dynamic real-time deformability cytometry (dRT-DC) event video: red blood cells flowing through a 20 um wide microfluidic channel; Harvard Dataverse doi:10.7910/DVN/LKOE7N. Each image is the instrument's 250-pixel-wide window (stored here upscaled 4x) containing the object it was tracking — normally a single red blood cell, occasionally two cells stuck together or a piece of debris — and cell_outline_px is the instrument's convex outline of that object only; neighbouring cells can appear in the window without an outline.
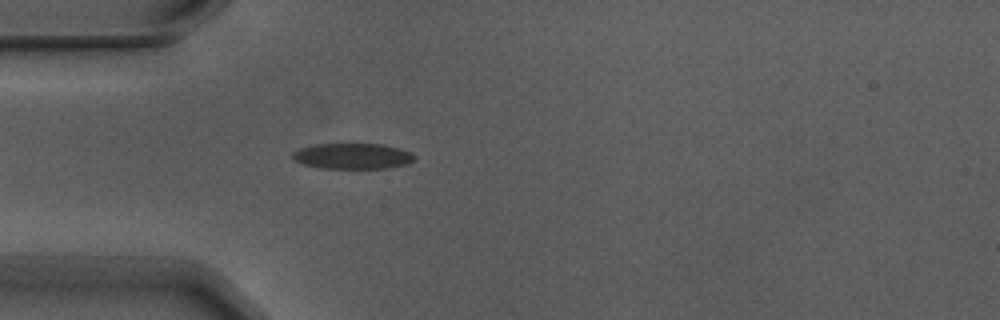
{"species": "Egyptian fruit bat (a non-hibernating species)", "species_latin": "Rousettus aegyptiacus", "temperature_condition": "warm", "stored_images_in_passage": 3, "camera_frame_rate_fps": 3000, "um_per_image_px": 0.085, "animal": {"sex": "male"}, "frame": {"image": 1, "passage_image": 3, "time_ms": 0.667, "image_size_px": [1000, 320], "cell_outline_px": [[416, 156], [408, 164], [384, 168], [320, 168], [304, 164], [292, 160], [292, 152], [300, 148], [316, 144], [384, 144], [412, 152]], "centroid_in_image_um": [29.96, 13.26], "position_along_channel_um": 55.0, "area_um2": 18.26}}